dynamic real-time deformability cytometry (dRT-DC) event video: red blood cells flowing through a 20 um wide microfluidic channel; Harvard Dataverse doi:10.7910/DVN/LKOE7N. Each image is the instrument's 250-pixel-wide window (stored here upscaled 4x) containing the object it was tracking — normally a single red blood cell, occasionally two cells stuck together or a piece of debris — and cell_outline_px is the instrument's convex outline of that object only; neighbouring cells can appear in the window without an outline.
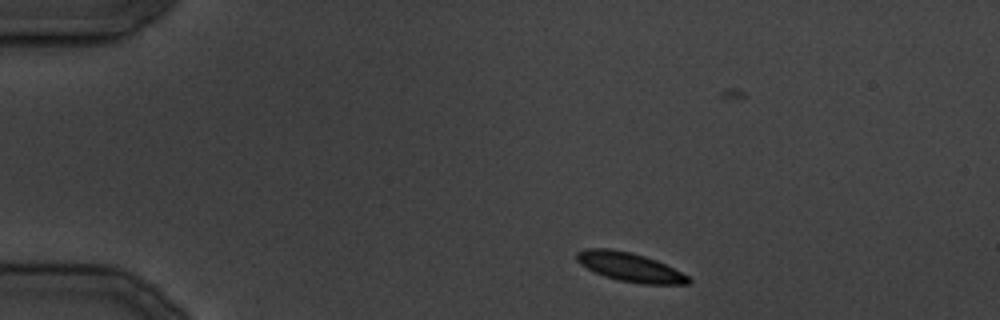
{"species": "common noctule bat (a hibernating species)", "species_latin": "Nyctalus noctula", "temperature_condition": "cold", "stored_images_in_passage": 11, "camera_frame_rate_fps": 3000, "um_per_image_px": 0.085, "animal": {"sex": "male", "body_mass_g": 19.5, "forearm_length_mm": 54.6}, "frame": {"image": 1, "passage_image": 1, "time_ms": 0.0, "image_size_px": [1000, 320], "cell_outline_px": [[692, 280], [688, 284], [640, 284], [620, 280], [604, 276], [580, 264], [576, 260], [576, 252], [584, 248], [612, 248], [632, 252], [656, 260], [688, 276]], "centroid_in_image_um": [53.5, 22.69], "position_along_channel_um": 31.5, "area_um2": 18.79}}